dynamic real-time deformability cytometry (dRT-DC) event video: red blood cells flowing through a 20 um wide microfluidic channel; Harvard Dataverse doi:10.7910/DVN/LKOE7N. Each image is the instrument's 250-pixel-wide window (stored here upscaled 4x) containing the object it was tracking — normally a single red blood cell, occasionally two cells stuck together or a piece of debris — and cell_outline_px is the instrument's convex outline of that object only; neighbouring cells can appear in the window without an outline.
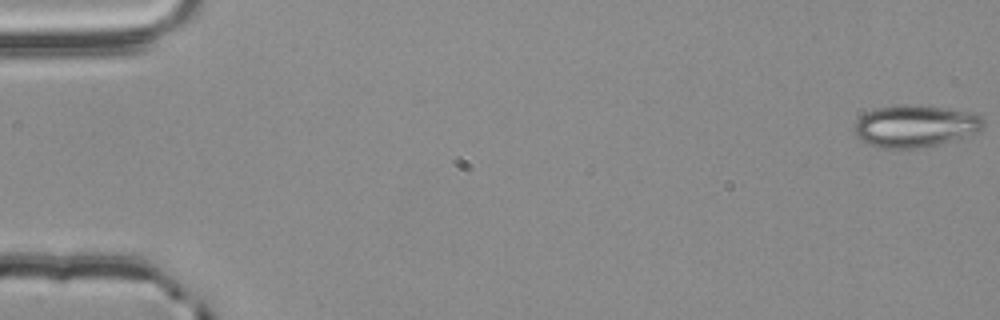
{"species": "common noctule bat (a hibernating species)", "species_latin": "Nyctalus noctula", "temperature_condition": "room temperature", "stored_images_in_passage": 56, "camera_frame_rate_fps": 3000, "um_per_image_px": 0.085, "animal": {"sex": "male", "body_mass_g": 20.4}, "frame": {"image": 1, "passage_image": 1, "time_ms": 0.0, "image_size_px": [1000, 320], "cell_outline_px": [[984, 128], [980, 132], [936, 144], [916, 148], [880, 148], [868, 144], [860, 140], [856, 136], [852, 128], [856, 120], [860, 116], [876, 108], [904, 104], [908, 104], [972, 112], [980, 116], [984, 120]], "centroid_in_image_um": [77.76, 10.72], "position_along_channel_um": 7.2, "area_um2": 31.56}}
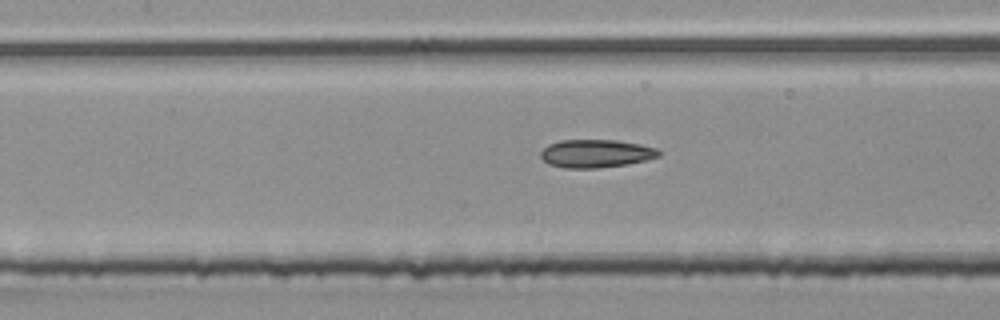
{"frame": {"image": 2, "passage_image": 26, "time_ms": 8.333, "image_size_px": [1000, 320], "cell_outline_px": [[660, 156], [628, 164], [596, 168], [564, 168], [548, 164], [540, 156], [540, 152], [548, 144], [560, 140], [616, 140], [640, 144], [656, 148], [660, 152]], "centroid_in_image_um": [50.63, 13.05], "position_along_channel_um": 156.8, "area_um2": 19.31}}
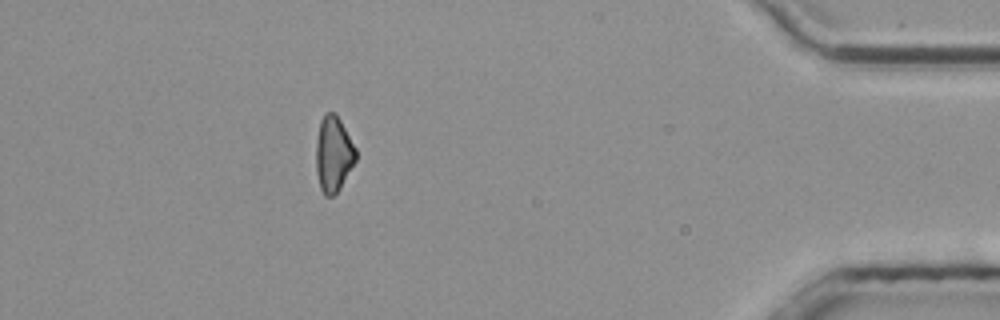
{"frame": {"image": 3, "passage_image": 50, "time_ms": 16.333, "image_size_px": [1000, 320], "cell_outline_px": [[356, 160], [340, 188], [332, 196], [324, 196], [320, 188], [316, 172], [316, 140], [320, 120], [324, 112], [336, 112], [356, 148]], "centroid_in_image_um": [28.33, 13.07], "position_along_channel_um": 406.9, "area_um2": 17.69}, "authors_computed_cell_mechanics": {"area_um2": 18.8717, "velocity_mm_per_s": 3.798, "shape_relaxation_time_tau1_ms": null, "shape_relaxation_time_tau2_ms": 5.6713, "deformation_change_tau1": null, "deformation_change_tau2": 0.1385}}